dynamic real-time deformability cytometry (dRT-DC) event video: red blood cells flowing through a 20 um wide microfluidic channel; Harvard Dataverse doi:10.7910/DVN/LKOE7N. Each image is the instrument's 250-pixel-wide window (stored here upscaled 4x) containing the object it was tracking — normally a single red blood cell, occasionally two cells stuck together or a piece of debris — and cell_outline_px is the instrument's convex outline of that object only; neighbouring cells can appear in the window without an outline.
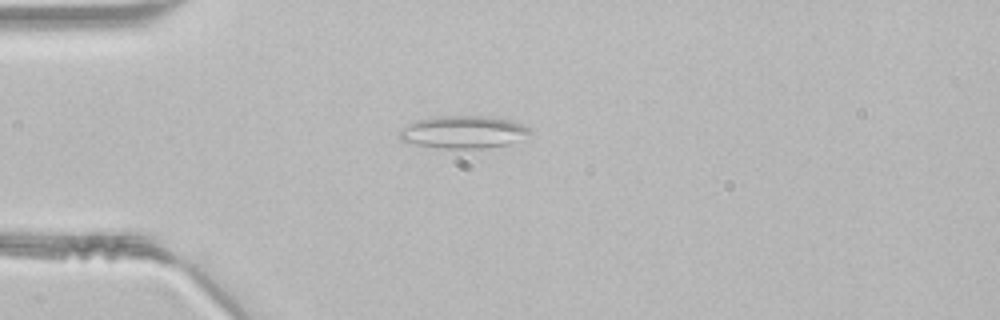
{"species": "common noctule bat (a hibernating species)", "species_latin": "Nyctalus noctula", "temperature_condition": "room temperature", "stored_images_in_passage": 47, "segment_of_instrument_passage": [1, 2], "camera_frame_rate_fps": 3000, "um_per_image_px": 0.085, "animal": {"sex": "male", "body_mass_g": 21.5, "forearm_length_mm": 52.0}, "frame": {"image": 1, "passage_image": 12, "time_ms": 3.667, "image_size_px": [1000, 320], "cell_outline_px": [[532, 132], [508, 144], [488, 148], [440, 148], [416, 144], [400, 140], [400, 132], [408, 124], [416, 120], [436, 116], [488, 116], [512, 120], [532, 128]], "centroid_in_image_um": [39.41, 11.21], "position_along_channel_um": 45.6, "area_um2": 24.62}}
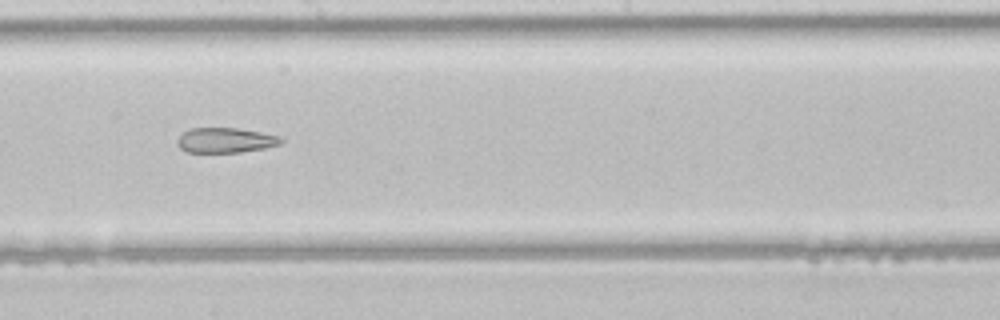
{"frame": {"image": 2, "passage_image": 26, "time_ms": 8.333, "image_size_px": [1000, 320], "cell_outline_px": [[284, 140], [280, 144], [264, 148], [240, 152], [188, 152], [180, 148], [176, 144], [176, 140], [184, 132], [192, 128], [236, 128], [260, 132], [280, 136]], "centroid_in_image_um": [19.16, 11.92], "position_along_channel_um": 229.0, "area_um2": 15.03}}
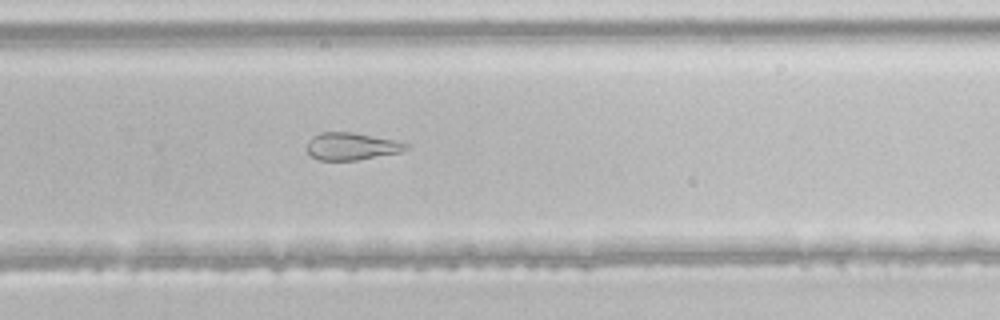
{"frame": {"image": 3, "passage_image": 31, "time_ms": 10.0, "image_size_px": [1000, 320], "cell_outline_px": [[408, 148], [400, 152], [356, 160], [320, 160], [312, 156], [308, 152], [308, 140], [312, 136], [320, 132], [352, 132], [392, 140], [408, 144]], "centroid_in_image_um": [29.84, 12.43], "position_along_channel_um": 300.0, "area_um2": 15.49}}